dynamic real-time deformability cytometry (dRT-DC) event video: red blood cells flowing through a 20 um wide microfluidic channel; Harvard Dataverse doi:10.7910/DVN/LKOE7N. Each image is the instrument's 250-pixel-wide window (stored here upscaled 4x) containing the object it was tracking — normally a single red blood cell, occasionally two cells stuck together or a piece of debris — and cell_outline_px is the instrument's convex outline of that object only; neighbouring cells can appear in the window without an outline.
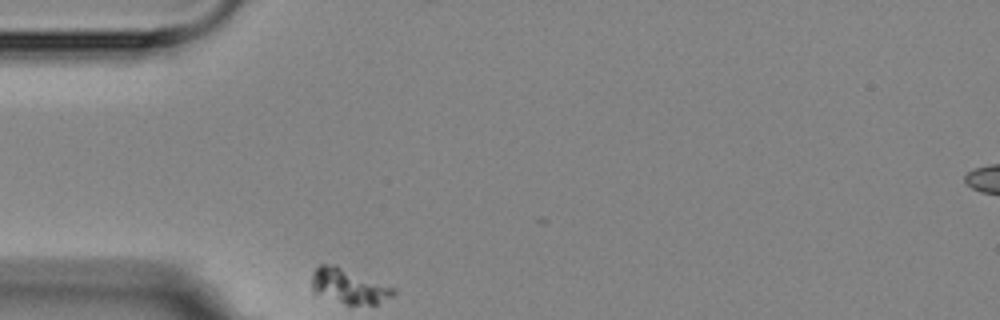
{"species": "Egyptian fruit bat (a non-hibernating species)", "species_latin": "Rousettus aegyptiacus", "temperature_condition": "room temperature", "stored_images_in_passage": 4, "camera_frame_rate_fps": 3000, "um_per_image_px": 0.085, "animal": {"sex": "female"}, "frame": {"image": 1, "passage_image": 1, "time_ms": 0.0, "image_size_px": [1000, 320], "cell_outline_px": [[396, 292], [392, 296], [376, 304], [344, 304], [312, 292], [312, 272], [320, 264], [336, 264], [396, 288]], "centroid_in_image_um": [29.64, 24.3], "position_along_channel_um": 55.4, "area_um2": 16.7}}